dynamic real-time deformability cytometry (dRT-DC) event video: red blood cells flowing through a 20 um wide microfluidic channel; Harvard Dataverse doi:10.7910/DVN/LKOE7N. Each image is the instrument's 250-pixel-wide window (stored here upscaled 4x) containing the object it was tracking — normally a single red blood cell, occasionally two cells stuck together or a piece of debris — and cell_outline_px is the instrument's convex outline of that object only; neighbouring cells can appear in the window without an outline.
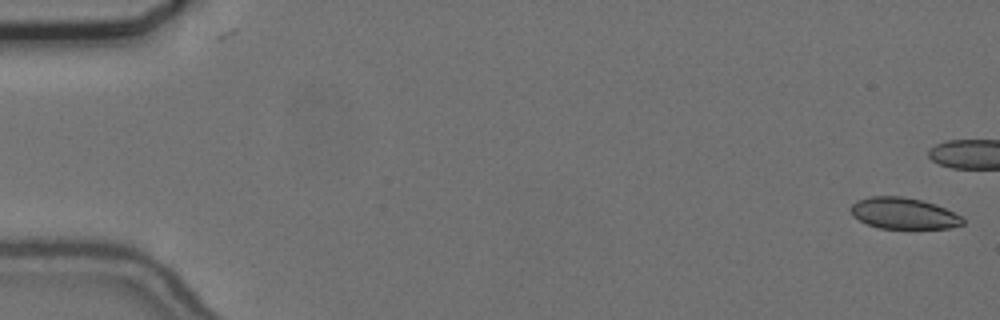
{"species": "common noctule bat (a hibernating species)", "species_latin": "Nyctalus noctula", "temperature_condition": "cold", "stored_images_in_passage": 44, "camera_frame_rate_fps": 3000, "um_per_image_px": 0.085, "animal": {"sex": "female", "body_mass_g": 24.6, "forearm_length_mm": 56.2}, "frame": {"image": 1, "passage_image": 1, "time_ms": 0.0, "image_size_px": [1000, 320], "cell_outline_px": [[964, 224], [948, 228], [880, 228], [868, 224], [852, 216], [848, 208], [856, 200], [868, 196], [900, 196], [920, 200], [936, 204], [960, 216], [964, 220]], "centroid_in_image_um": [76.75, 18.12], "position_along_channel_um": 8.3, "area_um2": 20.35}}
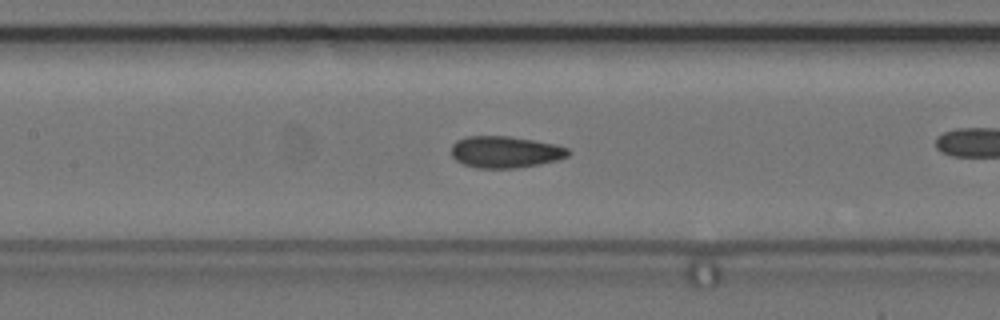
{"frame": {"image": 2, "passage_image": 26, "time_ms": 8.333, "image_size_px": [1000, 320], "cell_outline_px": [[572, 152], [568, 156], [556, 160], [540, 164], [516, 168], [476, 168], [464, 164], [456, 160], [452, 156], [452, 144], [456, 140], [468, 136], [508, 136], [556, 144], [568, 148]], "centroid_in_image_um": [42.95, 12.92], "position_along_channel_um": 164.4, "area_um2": 21.62}}